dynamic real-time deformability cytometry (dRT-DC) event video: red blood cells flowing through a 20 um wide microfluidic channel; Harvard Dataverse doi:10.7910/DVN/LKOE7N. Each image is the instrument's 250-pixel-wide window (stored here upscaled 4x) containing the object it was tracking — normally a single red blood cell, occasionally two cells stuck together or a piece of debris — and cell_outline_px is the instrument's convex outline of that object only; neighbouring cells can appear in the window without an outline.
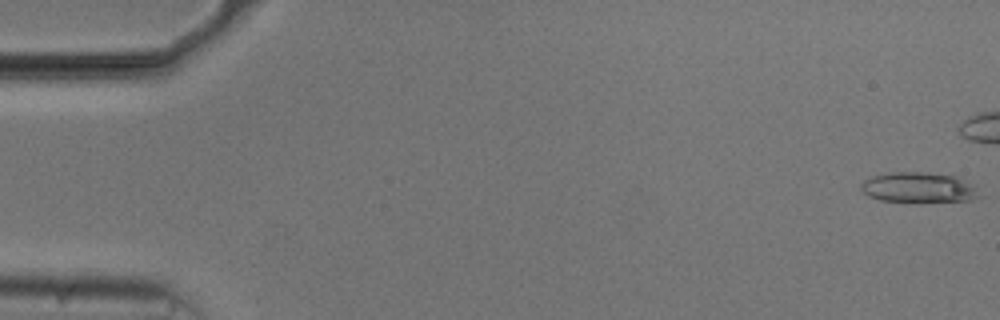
{"species": "common noctule bat (a hibernating species)", "species_latin": "Nyctalus noctula", "temperature_condition": "cold", "stored_images_in_passage": 8, "camera_frame_rate_fps": 3000, "um_per_image_px": 0.085, "animal": {"sex": "male", "body_mass_g": 20.5, "forearm_length_mm": 52.5}, "frame": {"image": 1, "passage_image": 1, "time_ms": 0.0, "image_size_px": [1000, 320], "cell_outline_px": [[980, 196], [972, 200], [920, 204], [880, 200], [868, 196], [860, 188], [860, 184], [864, 180], [872, 176], [888, 172], [928, 172], [956, 176], [968, 184]], "centroid_in_image_um": [78.01, 15.97], "position_along_channel_um": 7.0, "area_um2": 21.33}}